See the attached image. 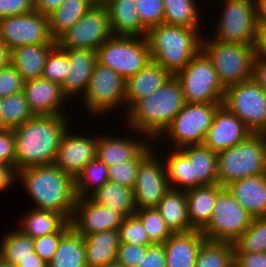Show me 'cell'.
Returning a JSON list of instances; mask_svg holds the SVG:
<instances>
[{
	"instance_id": "obj_1",
	"label": "cell",
	"mask_w": 266,
	"mask_h": 267,
	"mask_svg": "<svg viewBox=\"0 0 266 267\" xmlns=\"http://www.w3.org/2000/svg\"><path fill=\"white\" fill-rule=\"evenodd\" d=\"M66 115L34 116L13 129L16 172L54 163L58 146L70 125Z\"/></svg>"
},
{
	"instance_id": "obj_2",
	"label": "cell",
	"mask_w": 266,
	"mask_h": 267,
	"mask_svg": "<svg viewBox=\"0 0 266 267\" xmlns=\"http://www.w3.org/2000/svg\"><path fill=\"white\" fill-rule=\"evenodd\" d=\"M185 104L180 82L172 75L154 93L138 100L128 110L126 121H129L131 131L145 135L148 143L153 142L170 126Z\"/></svg>"
},
{
	"instance_id": "obj_3",
	"label": "cell",
	"mask_w": 266,
	"mask_h": 267,
	"mask_svg": "<svg viewBox=\"0 0 266 267\" xmlns=\"http://www.w3.org/2000/svg\"><path fill=\"white\" fill-rule=\"evenodd\" d=\"M17 178L36 204L34 209L57 212L71 220L76 196L70 175L51 164L21 169Z\"/></svg>"
},
{
	"instance_id": "obj_4",
	"label": "cell",
	"mask_w": 266,
	"mask_h": 267,
	"mask_svg": "<svg viewBox=\"0 0 266 267\" xmlns=\"http://www.w3.org/2000/svg\"><path fill=\"white\" fill-rule=\"evenodd\" d=\"M198 31V28L164 23L148 29L146 39L151 61L175 75L202 50V39Z\"/></svg>"
},
{
	"instance_id": "obj_5",
	"label": "cell",
	"mask_w": 266,
	"mask_h": 267,
	"mask_svg": "<svg viewBox=\"0 0 266 267\" xmlns=\"http://www.w3.org/2000/svg\"><path fill=\"white\" fill-rule=\"evenodd\" d=\"M266 174V134H251L246 140L217 153L220 186L250 176Z\"/></svg>"
},
{
	"instance_id": "obj_6",
	"label": "cell",
	"mask_w": 266,
	"mask_h": 267,
	"mask_svg": "<svg viewBox=\"0 0 266 267\" xmlns=\"http://www.w3.org/2000/svg\"><path fill=\"white\" fill-rule=\"evenodd\" d=\"M202 51L212 61L222 86H229L252 79L255 46L243 43L202 40Z\"/></svg>"
},
{
	"instance_id": "obj_7",
	"label": "cell",
	"mask_w": 266,
	"mask_h": 267,
	"mask_svg": "<svg viewBox=\"0 0 266 267\" xmlns=\"http://www.w3.org/2000/svg\"><path fill=\"white\" fill-rule=\"evenodd\" d=\"M96 52L98 63L111 68L125 80L151 62L146 37L112 36Z\"/></svg>"
},
{
	"instance_id": "obj_8",
	"label": "cell",
	"mask_w": 266,
	"mask_h": 267,
	"mask_svg": "<svg viewBox=\"0 0 266 267\" xmlns=\"http://www.w3.org/2000/svg\"><path fill=\"white\" fill-rule=\"evenodd\" d=\"M174 76L180 82L186 103H222L225 88L202 50Z\"/></svg>"
},
{
	"instance_id": "obj_9",
	"label": "cell",
	"mask_w": 266,
	"mask_h": 267,
	"mask_svg": "<svg viewBox=\"0 0 266 267\" xmlns=\"http://www.w3.org/2000/svg\"><path fill=\"white\" fill-rule=\"evenodd\" d=\"M222 105L253 134H266V91L254 79L227 87Z\"/></svg>"
},
{
	"instance_id": "obj_10",
	"label": "cell",
	"mask_w": 266,
	"mask_h": 267,
	"mask_svg": "<svg viewBox=\"0 0 266 267\" xmlns=\"http://www.w3.org/2000/svg\"><path fill=\"white\" fill-rule=\"evenodd\" d=\"M221 105L222 103H186L156 141L162 143L161 141L168 137L176 149L202 145L212 125L214 114Z\"/></svg>"
},
{
	"instance_id": "obj_11",
	"label": "cell",
	"mask_w": 266,
	"mask_h": 267,
	"mask_svg": "<svg viewBox=\"0 0 266 267\" xmlns=\"http://www.w3.org/2000/svg\"><path fill=\"white\" fill-rule=\"evenodd\" d=\"M252 222L249 212L223 187L216 195L209 223L201 232L206 240L234 243Z\"/></svg>"
},
{
	"instance_id": "obj_12",
	"label": "cell",
	"mask_w": 266,
	"mask_h": 267,
	"mask_svg": "<svg viewBox=\"0 0 266 267\" xmlns=\"http://www.w3.org/2000/svg\"><path fill=\"white\" fill-rule=\"evenodd\" d=\"M215 40L255 45L259 24L256 0H224Z\"/></svg>"
},
{
	"instance_id": "obj_13",
	"label": "cell",
	"mask_w": 266,
	"mask_h": 267,
	"mask_svg": "<svg viewBox=\"0 0 266 267\" xmlns=\"http://www.w3.org/2000/svg\"><path fill=\"white\" fill-rule=\"evenodd\" d=\"M113 36L109 13L104 4L95 3L65 34L57 44L62 49H97Z\"/></svg>"
},
{
	"instance_id": "obj_14",
	"label": "cell",
	"mask_w": 266,
	"mask_h": 267,
	"mask_svg": "<svg viewBox=\"0 0 266 267\" xmlns=\"http://www.w3.org/2000/svg\"><path fill=\"white\" fill-rule=\"evenodd\" d=\"M126 80L111 68L96 62L83 101L93 115H102L125 102ZM118 105V106H117Z\"/></svg>"
},
{
	"instance_id": "obj_15",
	"label": "cell",
	"mask_w": 266,
	"mask_h": 267,
	"mask_svg": "<svg viewBox=\"0 0 266 267\" xmlns=\"http://www.w3.org/2000/svg\"><path fill=\"white\" fill-rule=\"evenodd\" d=\"M0 40L9 51L35 44H57L49 30L48 16L32 11L0 19Z\"/></svg>"
},
{
	"instance_id": "obj_16",
	"label": "cell",
	"mask_w": 266,
	"mask_h": 267,
	"mask_svg": "<svg viewBox=\"0 0 266 267\" xmlns=\"http://www.w3.org/2000/svg\"><path fill=\"white\" fill-rule=\"evenodd\" d=\"M155 156L152 151L139 165L133 188L136 209L156 208L170 189L166 166Z\"/></svg>"
},
{
	"instance_id": "obj_17",
	"label": "cell",
	"mask_w": 266,
	"mask_h": 267,
	"mask_svg": "<svg viewBox=\"0 0 266 267\" xmlns=\"http://www.w3.org/2000/svg\"><path fill=\"white\" fill-rule=\"evenodd\" d=\"M123 217L112 208L94 203L89 197L76 198L71 227L83 237L107 230H118Z\"/></svg>"
},
{
	"instance_id": "obj_18",
	"label": "cell",
	"mask_w": 266,
	"mask_h": 267,
	"mask_svg": "<svg viewBox=\"0 0 266 267\" xmlns=\"http://www.w3.org/2000/svg\"><path fill=\"white\" fill-rule=\"evenodd\" d=\"M68 130L62 136L53 164L75 179L96 158L98 137L73 135Z\"/></svg>"
},
{
	"instance_id": "obj_19",
	"label": "cell",
	"mask_w": 266,
	"mask_h": 267,
	"mask_svg": "<svg viewBox=\"0 0 266 267\" xmlns=\"http://www.w3.org/2000/svg\"><path fill=\"white\" fill-rule=\"evenodd\" d=\"M251 134L242 120L221 105L214 114L203 145L219 153L243 142Z\"/></svg>"
},
{
	"instance_id": "obj_20",
	"label": "cell",
	"mask_w": 266,
	"mask_h": 267,
	"mask_svg": "<svg viewBox=\"0 0 266 267\" xmlns=\"http://www.w3.org/2000/svg\"><path fill=\"white\" fill-rule=\"evenodd\" d=\"M22 92L35 116L66 115L62 112L66 98L59 83L43 78L28 80L23 83Z\"/></svg>"
},
{
	"instance_id": "obj_21",
	"label": "cell",
	"mask_w": 266,
	"mask_h": 267,
	"mask_svg": "<svg viewBox=\"0 0 266 267\" xmlns=\"http://www.w3.org/2000/svg\"><path fill=\"white\" fill-rule=\"evenodd\" d=\"M125 138L98 136L96 157L110 167L125 161L144 160L154 151L150 148V142L148 144L145 140L139 141V138Z\"/></svg>"
},
{
	"instance_id": "obj_22",
	"label": "cell",
	"mask_w": 266,
	"mask_h": 267,
	"mask_svg": "<svg viewBox=\"0 0 266 267\" xmlns=\"http://www.w3.org/2000/svg\"><path fill=\"white\" fill-rule=\"evenodd\" d=\"M68 62V76L61 84V91L66 99L80 91L84 96L97 62V52L88 49H68Z\"/></svg>"
},
{
	"instance_id": "obj_23",
	"label": "cell",
	"mask_w": 266,
	"mask_h": 267,
	"mask_svg": "<svg viewBox=\"0 0 266 267\" xmlns=\"http://www.w3.org/2000/svg\"><path fill=\"white\" fill-rule=\"evenodd\" d=\"M225 187L253 219L266 216V174L237 179Z\"/></svg>"
},
{
	"instance_id": "obj_24",
	"label": "cell",
	"mask_w": 266,
	"mask_h": 267,
	"mask_svg": "<svg viewBox=\"0 0 266 267\" xmlns=\"http://www.w3.org/2000/svg\"><path fill=\"white\" fill-rule=\"evenodd\" d=\"M205 240L199 230L173 233L164 242L166 267H195L197 253Z\"/></svg>"
},
{
	"instance_id": "obj_25",
	"label": "cell",
	"mask_w": 266,
	"mask_h": 267,
	"mask_svg": "<svg viewBox=\"0 0 266 267\" xmlns=\"http://www.w3.org/2000/svg\"><path fill=\"white\" fill-rule=\"evenodd\" d=\"M113 36L146 37L148 28L141 22L136 0H107Z\"/></svg>"
},
{
	"instance_id": "obj_26",
	"label": "cell",
	"mask_w": 266,
	"mask_h": 267,
	"mask_svg": "<svg viewBox=\"0 0 266 267\" xmlns=\"http://www.w3.org/2000/svg\"><path fill=\"white\" fill-rule=\"evenodd\" d=\"M172 74L161 65L151 61L138 74L126 80L125 102L129 110L138 100L154 93Z\"/></svg>"
},
{
	"instance_id": "obj_27",
	"label": "cell",
	"mask_w": 266,
	"mask_h": 267,
	"mask_svg": "<svg viewBox=\"0 0 266 267\" xmlns=\"http://www.w3.org/2000/svg\"><path fill=\"white\" fill-rule=\"evenodd\" d=\"M57 44H35L16 47L10 51V63L21 75L22 80L42 78L49 52Z\"/></svg>"
},
{
	"instance_id": "obj_28",
	"label": "cell",
	"mask_w": 266,
	"mask_h": 267,
	"mask_svg": "<svg viewBox=\"0 0 266 267\" xmlns=\"http://www.w3.org/2000/svg\"><path fill=\"white\" fill-rule=\"evenodd\" d=\"M223 188L219 184L199 186L185 191L188 219L193 230L202 231L209 223L217 193Z\"/></svg>"
},
{
	"instance_id": "obj_29",
	"label": "cell",
	"mask_w": 266,
	"mask_h": 267,
	"mask_svg": "<svg viewBox=\"0 0 266 267\" xmlns=\"http://www.w3.org/2000/svg\"><path fill=\"white\" fill-rule=\"evenodd\" d=\"M87 267H103L116 262L120 245L118 230L97 232L84 237Z\"/></svg>"
},
{
	"instance_id": "obj_30",
	"label": "cell",
	"mask_w": 266,
	"mask_h": 267,
	"mask_svg": "<svg viewBox=\"0 0 266 267\" xmlns=\"http://www.w3.org/2000/svg\"><path fill=\"white\" fill-rule=\"evenodd\" d=\"M192 164L195 188L218 184L217 153L205 145H189L179 149Z\"/></svg>"
},
{
	"instance_id": "obj_31",
	"label": "cell",
	"mask_w": 266,
	"mask_h": 267,
	"mask_svg": "<svg viewBox=\"0 0 266 267\" xmlns=\"http://www.w3.org/2000/svg\"><path fill=\"white\" fill-rule=\"evenodd\" d=\"M156 209L173 233L193 231L188 219L185 191L169 189Z\"/></svg>"
},
{
	"instance_id": "obj_32",
	"label": "cell",
	"mask_w": 266,
	"mask_h": 267,
	"mask_svg": "<svg viewBox=\"0 0 266 267\" xmlns=\"http://www.w3.org/2000/svg\"><path fill=\"white\" fill-rule=\"evenodd\" d=\"M89 198L96 204L112 208L123 218L133 215L137 210L133 189L118 183L106 182Z\"/></svg>"
},
{
	"instance_id": "obj_33",
	"label": "cell",
	"mask_w": 266,
	"mask_h": 267,
	"mask_svg": "<svg viewBox=\"0 0 266 267\" xmlns=\"http://www.w3.org/2000/svg\"><path fill=\"white\" fill-rule=\"evenodd\" d=\"M95 4L93 0H64L60 7L48 15L49 30L57 41Z\"/></svg>"
},
{
	"instance_id": "obj_34",
	"label": "cell",
	"mask_w": 266,
	"mask_h": 267,
	"mask_svg": "<svg viewBox=\"0 0 266 267\" xmlns=\"http://www.w3.org/2000/svg\"><path fill=\"white\" fill-rule=\"evenodd\" d=\"M48 267H87L84 237L72 227L61 237Z\"/></svg>"
},
{
	"instance_id": "obj_35",
	"label": "cell",
	"mask_w": 266,
	"mask_h": 267,
	"mask_svg": "<svg viewBox=\"0 0 266 267\" xmlns=\"http://www.w3.org/2000/svg\"><path fill=\"white\" fill-rule=\"evenodd\" d=\"M22 219L18 230L33 239L59 232L69 222L63 214L37 209H32Z\"/></svg>"
},
{
	"instance_id": "obj_36",
	"label": "cell",
	"mask_w": 266,
	"mask_h": 267,
	"mask_svg": "<svg viewBox=\"0 0 266 267\" xmlns=\"http://www.w3.org/2000/svg\"><path fill=\"white\" fill-rule=\"evenodd\" d=\"M34 116L22 91L0 98V129H15Z\"/></svg>"
},
{
	"instance_id": "obj_37",
	"label": "cell",
	"mask_w": 266,
	"mask_h": 267,
	"mask_svg": "<svg viewBox=\"0 0 266 267\" xmlns=\"http://www.w3.org/2000/svg\"><path fill=\"white\" fill-rule=\"evenodd\" d=\"M195 267H234V243L205 240L197 253Z\"/></svg>"
},
{
	"instance_id": "obj_38",
	"label": "cell",
	"mask_w": 266,
	"mask_h": 267,
	"mask_svg": "<svg viewBox=\"0 0 266 267\" xmlns=\"http://www.w3.org/2000/svg\"><path fill=\"white\" fill-rule=\"evenodd\" d=\"M165 162L170 189L187 191L195 188V178H192V164L179 149L173 150Z\"/></svg>"
},
{
	"instance_id": "obj_39",
	"label": "cell",
	"mask_w": 266,
	"mask_h": 267,
	"mask_svg": "<svg viewBox=\"0 0 266 267\" xmlns=\"http://www.w3.org/2000/svg\"><path fill=\"white\" fill-rule=\"evenodd\" d=\"M108 181V166L96 157L88 162L83 171L74 179L75 196L87 198Z\"/></svg>"
},
{
	"instance_id": "obj_40",
	"label": "cell",
	"mask_w": 266,
	"mask_h": 267,
	"mask_svg": "<svg viewBox=\"0 0 266 267\" xmlns=\"http://www.w3.org/2000/svg\"><path fill=\"white\" fill-rule=\"evenodd\" d=\"M35 252L33 238L16 229L9 232L0 244V258L15 266L20 261L32 257Z\"/></svg>"
},
{
	"instance_id": "obj_41",
	"label": "cell",
	"mask_w": 266,
	"mask_h": 267,
	"mask_svg": "<svg viewBox=\"0 0 266 267\" xmlns=\"http://www.w3.org/2000/svg\"><path fill=\"white\" fill-rule=\"evenodd\" d=\"M164 24L199 28L200 15L197 4L190 0H163Z\"/></svg>"
},
{
	"instance_id": "obj_42",
	"label": "cell",
	"mask_w": 266,
	"mask_h": 267,
	"mask_svg": "<svg viewBox=\"0 0 266 267\" xmlns=\"http://www.w3.org/2000/svg\"><path fill=\"white\" fill-rule=\"evenodd\" d=\"M266 252V216L254 218L251 225L234 242V253Z\"/></svg>"
},
{
	"instance_id": "obj_43",
	"label": "cell",
	"mask_w": 266,
	"mask_h": 267,
	"mask_svg": "<svg viewBox=\"0 0 266 267\" xmlns=\"http://www.w3.org/2000/svg\"><path fill=\"white\" fill-rule=\"evenodd\" d=\"M134 214L152 243H164L173 234L156 208L137 209Z\"/></svg>"
},
{
	"instance_id": "obj_44",
	"label": "cell",
	"mask_w": 266,
	"mask_h": 267,
	"mask_svg": "<svg viewBox=\"0 0 266 267\" xmlns=\"http://www.w3.org/2000/svg\"><path fill=\"white\" fill-rule=\"evenodd\" d=\"M68 66V49H62L57 44L49 52L42 78L61 85L68 76Z\"/></svg>"
},
{
	"instance_id": "obj_45",
	"label": "cell",
	"mask_w": 266,
	"mask_h": 267,
	"mask_svg": "<svg viewBox=\"0 0 266 267\" xmlns=\"http://www.w3.org/2000/svg\"><path fill=\"white\" fill-rule=\"evenodd\" d=\"M118 232L120 242L137 246H150L153 244L149 240L140 219L135 214L123 219Z\"/></svg>"
},
{
	"instance_id": "obj_46",
	"label": "cell",
	"mask_w": 266,
	"mask_h": 267,
	"mask_svg": "<svg viewBox=\"0 0 266 267\" xmlns=\"http://www.w3.org/2000/svg\"><path fill=\"white\" fill-rule=\"evenodd\" d=\"M143 160H130L108 167V179L129 188H134L137 171Z\"/></svg>"
},
{
	"instance_id": "obj_47",
	"label": "cell",
	"mask_w": 266,
	"mask_h": 267,
	"mask_svg": "<svg viewBox=\"0 0 266 267\" xmlns=\"http://www.w3.org/2000/svg\"><path fill=\"white\" fill-rule=\"evenodd\" d=\"M136 9L148 29L164 23L163 0H136Z\"/></svg>"
},
{
	"instance_id": "obj_48",
	"label": "cell",
	"mask_w": 266,
	"mask_h": 267,
	"mask_svg": "<svg viewBox=\"0 0 266 267\" xmlns=\"http://www.w3.org/2000/svg\"><path fill=\"white\" fill-rule=\"evenodd\" d=\"M71 228L70 221L59 231L33 239L35 253L47 264L54 256L61 237Z\"/></svg>"
},
{
	"instance_id": "obj_49",
	"label": "cell",
	"mask_w": 266,
	"mask_h": 267,
	"mask_svg": "<svg viewBox=\"0 0 266 267\" xmlns=\"http://www.w3.org/2000/svg\"><path fill=\"white\" fill-rule=\"evenodd\" d=\"M23 83L15 67L11 63L5 65L0 69V98L21 92Z\"/></svg>"
},
{
	"instance_id": "obj_50",
	"label": "cell",
	"mask_w": 266,
	"mask_h": 267,
	"mask_svg": "<svg viewBox=\"0 0 266 267\" xmlns=\"http://www.w3.org/2000/svg\"><path fill=\"white\" fill-rule=\"evenodd\" d=\"M147 248L148 246H137L120 242L116 262L121 267H140Z\"/></svg>"
},
{
	"instance_id": "obj_51",
	"label": "cell",
	"mask_w": 266,
	"mask_h": 267,
	"mask_svg": "<svg viewBox=\"0 0 266 267\" xmlns=\"http://www.w3.org/2000/svg\"><path fill=\"white\" fill-rule=\"evenodd\" d=\"M0 163L15 169V138L13 129H0Z\"/></svg>"
},
{
	"instance_id": "obj_52",
	"label": "cell",
	"mask_w": 266,
	"mask_h": 267,
	"mask_svg": "<svg viewBox=\"0 0 266 267\" xmlns=\"http://www.w3.org/2000/svg\"><path fill=\"white\" fill-rule=\"evenodd\" d=\"M34 10V0H0V19L30 13Z\"/></svg>"
},
{
	"instance_id": "obj_53",
	"label": "cell",
	"mask_w": 266,
	"mask_h": 267,
	"mask_svg": "<svg viewBox=\"0 0 266 267\" xmlns=\"http://www.w3.org/2000/svg\"><path fill=\"white\" fill-rule=\"evenodd\" d=\"M140 267H166L164 243H153L148 246Z\"/></svg>"
},
{
	"instance_id": "obj_54",
	"label": "cell",
	"mask_w": 266,
	"mask_h": 267,
	"mask_svg": "<svg viewBox=\"0 0 266 267\" xmlns=\"http://www.w3.org/2000/svg\"><path fill=\"white\" fill-rule=\"evenodd\" d=\"M234 267H266V252L234 253Z\"/></svg>"
},
{
	"instance_id": "obj_55",
	"label": "cell",
	"mask_w": 266,
	"mask_h": 267,
	"mask_svg": "<svg viewBox=\"0 0 266 267\" xmlns=\"http://www.w3.org/2000/svg\"><path fill=\"white\" fill-rule=\"evenodd\" d=\"M252 79L266 91V59L255 57Z\"/></svg>"
},
{
	"instance_id": "obj_56",
	"label": "cell",
	"mask_w": 266,
	"mask_h": 267,
	"mask_svg": "<svg viewBox=\"0 0 266 267\" xmlns=\"http://www.w3.org/2000/svg\"><path fill=\"white\" fill-rule=\"evenodd\" d=\"M254 46L255 56L266 59V23L259 22L257 38Z\"/></svg>"
},
{
	"instance_id": "obj_57",
	"label": "cell",
	"mask_w": 266,
	"mask_h": 267,
	"mask_svg": "<svg viewBox=\"0 0 266 267\" xmlns=\"http://www.w3.org/2000/svg\"><path fill=\"white\" fill-rule=\"evenodd\" d=\"M15 171L13 167L0 163V192L7 189L16 180L17 172Z\"/></svg>"
},
{
	"instance_id": "obj_58",
	"label": "cell",
	"mask_w": 266,
	"mask_h": 267,
	"mask_svg": "<svg viewBox=\"0 0 266 267\" xmlns=\"http://www.w3.org/2000/svg\"><path fill=\"white\" fill-rule=\"evenodd\" d=\"M64 0H34L35 11L48 16L54 10L58 9Z\"/></svg>"
},
{
	"instance_id": "obj_59",
	"label": "cell",
	"mask_w": 266,
	"mask_h": 267,
	"mask_svg": "<svg viewBox=\"0 0 266 267\" xmlns=\"http://www.w3.org/2000/svg\"><path fill=\"white\" fill-rule=\"evenodd\" d=\"M17 267H47V263L44 262L35 252L32 257L26 260L20 261Z\"/></svg>"
},
{
	"instance_id": "obj_60",
	"label": "cell",
	"mask_w": 266,
	"mask_h": 267,
	"mask_svg": "<svg viewBox=\"0 0 266 267\" xmlns=\"http://www.w3.org/2000/svg\"><path fill=\"white\" fill-rule=\"evenodd\" d=\"M10 63V51L0 40V69Z\"/></svg>"
},
{
	"instance_id": "obj_61",
	"label": "cell",
	"mask_w": 266,
	"mask_h": 267,
	"mask_svg": "<svg viewBox=\"0 0 266 267\" xmlns=\"http://www.w3.org/2000/svg\"><path fill=\"white\" fill-rule=\"evenodd\" d=\"M260 23H266V0H256Z\"/></svg>"
},
{
	"instance_id": "obj_62",
	"label": "cell",
	"mask_w": 266,
	"mask_h": 267,
	"mask_svg": "<svg viewBox=\"0 0 266 267\" xmlns=\"http://www.w3.org/2000/svg\"><path fill=\"white\" fill-rule=\"evenodd\" d=\"M0 267H17L11 263H7L0 258Z\"/></svg>"
},
{
	"instance_id": "obj_63",
	"label": "cell",
	"mask_w": 266,
	"mask_h": 267,
	"mask_svg": "<svg viewBox=\"0 0 266 267\" xmlns=\"http://www.w3.org/2000/svg\"><path fill=\"white\" fill-rule=\"evenodd\" d=\"M103 267H121V266L117 262H113V263L107 264Z\"/></svg>"
},
{
	"instance_id": "obj_64",
	"label": "cell",
	"mask_w": 266,
	"mask_h": 267,
	"mask_svg": "<svg viewBox=\"0 0 266 267\" xmlns=\"http://www.w3.org/2000/svg\"><path fill=\"white\" fill-rule=\"evenodd\" d=\"M95 3L104 4L107 0H93Z\"/></svg>"
}]
</instances>
